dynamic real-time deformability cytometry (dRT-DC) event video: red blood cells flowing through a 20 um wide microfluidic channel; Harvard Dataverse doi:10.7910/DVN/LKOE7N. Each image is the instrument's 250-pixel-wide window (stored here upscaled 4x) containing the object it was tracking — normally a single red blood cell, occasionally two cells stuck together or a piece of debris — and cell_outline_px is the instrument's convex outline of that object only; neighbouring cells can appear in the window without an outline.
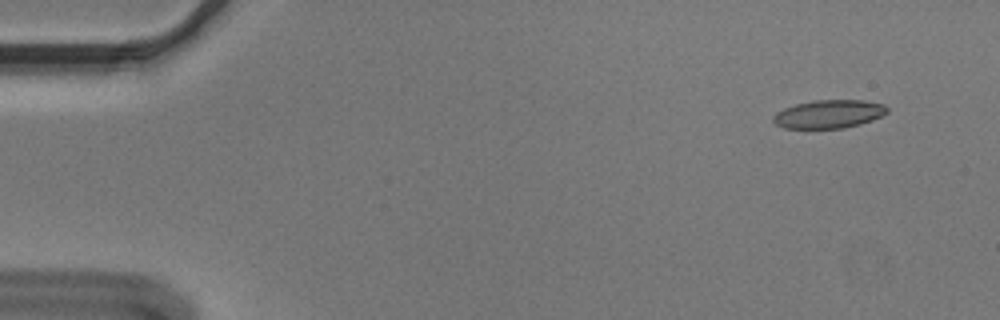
{"species": "Egyptian fruit bat (a non-hibernating species)", "species_latin": "Rousettus aegyptiacus", "temperature_condition": "cold", "stored_images_in_passage": 56, "camera_frame_rate_fps": 3000, "um_per_image_px": 0.085, "animal": {"sex": "male"}, "frame": {"image": 1, "passage_image": 5, "time_ms": 1.333, "image_size_px": [1000, 320], "cell_outline_px": [[888, 112], [872, 120], [860, 124], [844, 128], [784, 128], [776, 124], [772, 120], [772, 116], [776, 112], [784, 108], [796, 104], [816, 100], [864, 100], [884, 104], [888, 108]], "centroid_in_image_um": [70.45, 9.69], "position_along_channel_um": 14.6, "area_um2": 18.79}}
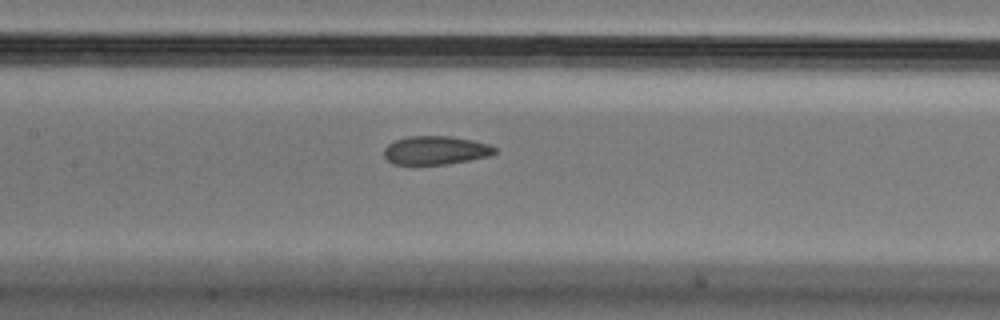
{"frame": {"image": 2, "passage_image": 27, "time_ms": 8.667, "image_size_px": [1000, 320], "cell_outline_px": [[496, 152], [488, 156], [448, 164], [392, 164], [384, 156], [384, 148], [388, 144], [396, 140], [408, 136], [448, 136], [472, 140], [488, 144], [496, 148]], "centroid_in_image_um": [37.0, 12.77], "position_along_channel_um": 170.4, "area_um2": 18.26}}
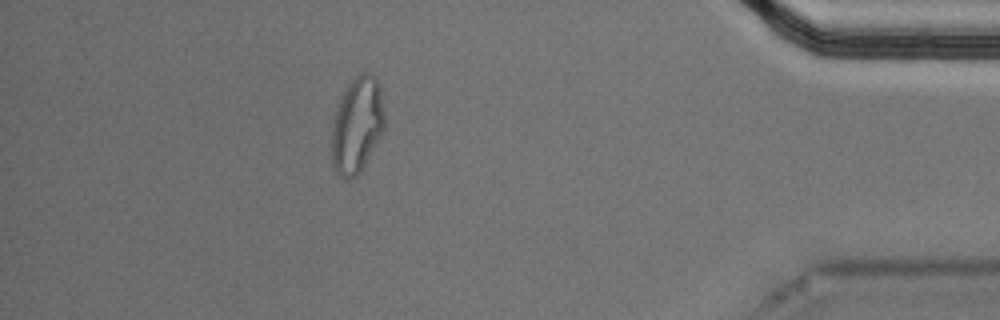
{"frame": {"image": 3, "passage_image": 50, "time_ms": 16.333, "image_size_px": [1000, 320], "cell_outline_px": [[384, 128], [380, 136], [360, 172], [356, 176], [340, 176], [336, 172], [332, 164], [332, 128], [336, 112], [340, 100], [348, 84], [360, 72], [368, 72], [376, 76], [380, 84], [384, 112]], "centroid_in_image_um": [30.37, 10.58], "position_along_channel_um": 404.8, "area_um2": 29.13}, "authors_computed_cell_mechanics": {"area_um2": 19.5653, "velocity_mm_per_s": 3.6194, "shape_relaxation_time_tau1_ms": null, "shape_relaxation_time_tau2_ms": 1.7121, "deformation_change_tau1": null, "deformation_change_tau2": 0.0866}}